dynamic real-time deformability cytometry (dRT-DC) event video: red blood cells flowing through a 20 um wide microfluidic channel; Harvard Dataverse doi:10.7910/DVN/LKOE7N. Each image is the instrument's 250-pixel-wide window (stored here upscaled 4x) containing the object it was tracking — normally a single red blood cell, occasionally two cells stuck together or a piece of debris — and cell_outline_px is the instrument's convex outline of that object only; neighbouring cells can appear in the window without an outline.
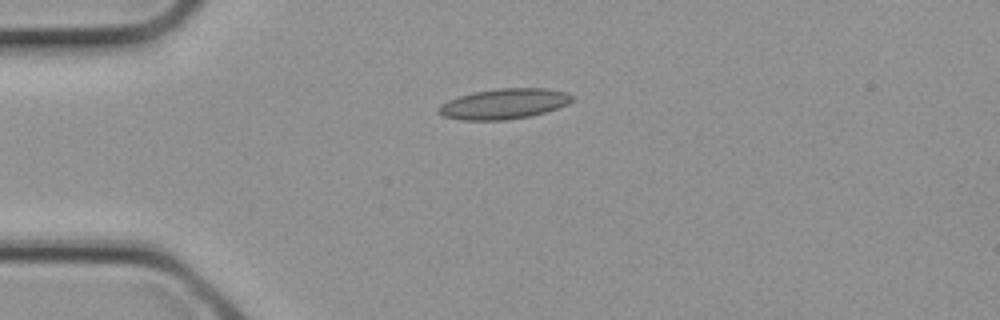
{"species": "common noctule bat (a hibernating species)", "species_latin": "Nyctalus noctula", "temperature_condition": "cold", "stored_images_in_passage": 1, "camera_frame_rate_fps": 3000, "um_per_image_px": 0.085, "animal": {"sex": "female", "body_mass_g": 21.9}, "frame": {"image": 1, "passage_image": 1, "time_ms": 0.0, "image_size_px": [1000, 320], "cell_outline_px": [[572, 100], [568, 104], [544, 112], [528, 116], [508, 120], [460, 120], [444, 116], [436, 112], [436, 108], [440, 104], [448, 100], [460, 96], [476, 92], [500, 88], [544, 88], [564, 92], [572, 96]], "centroid_in_image_um": [42.78, 8.83], "position_along_channel_um": 42.2, "area_um2": 23.41}}